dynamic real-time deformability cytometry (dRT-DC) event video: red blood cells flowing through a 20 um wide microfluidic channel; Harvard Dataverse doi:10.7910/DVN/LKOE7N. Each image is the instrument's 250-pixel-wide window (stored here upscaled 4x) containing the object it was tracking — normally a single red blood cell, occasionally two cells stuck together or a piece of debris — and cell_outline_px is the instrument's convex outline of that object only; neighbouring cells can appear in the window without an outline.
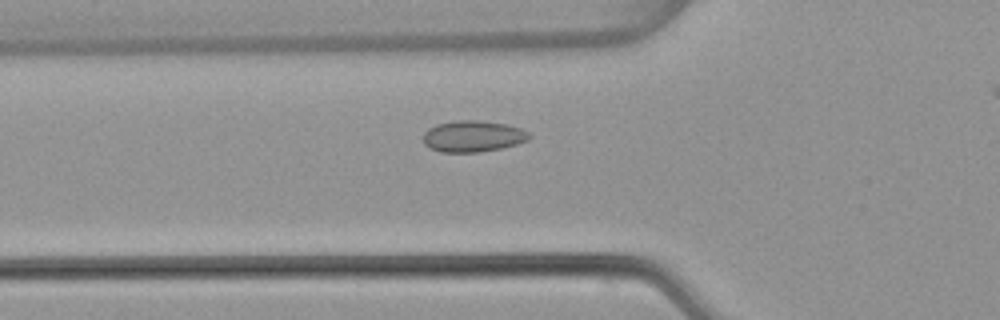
{"species": "common noctule bat (a hibernating species)", "species_latin": "Nyctalus noctula", "temperature_condition": "warm", "stored_images_in_passage": 47, "camera_frame_rate_fps": 3000, "um_per_image_px": 0.085, "animal": {"sex": "female", "body_mass_g": 22.7, "forearm_length_mm": 54.2}, "frame": {"image": 1, "passage_image": 18, "time_ms": 5.667, "image_size_px": [1000, 320], "cell_outline_px": [[532, 136], [528, 140], [516, 144], [500, 148], [476, 152], [440, 152], [428, 148], [424, 144], [424, 132], [428, 128], [436, 124], [456, 120], [476, 120], [508, 124], [520, 128], [528, 132]], "centroid_in_image_um": [40.18, 11.57], "position_along_channel_um": 85.6, "area_um2": 19.42}}
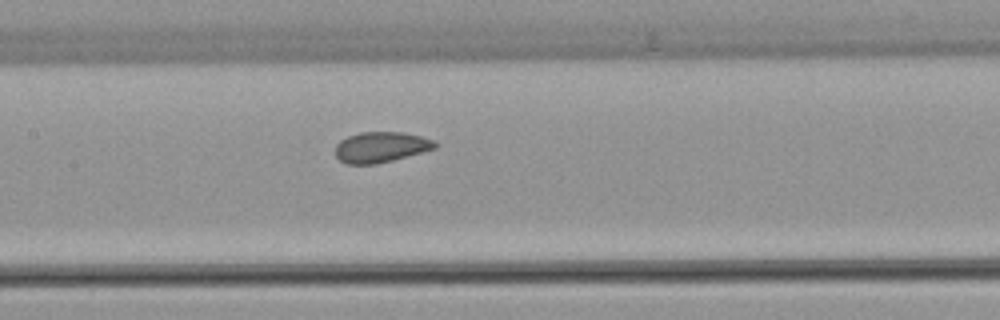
{"frame": {"image": 2, "passage_image": 25, "time_ms": 8.0, "image_size_px": [1000, 320], "cell_outline_px": [[436, 148], [392, 160], [376, 164], [348, 164], [340, 160], [336, 156], [336, 144], [340, 140], [348, 136], [360, 132], [404, 132], [420, 136], [432, 140], [436, 144]], "centroid_in_image_um": [32.34, 12.5], "position_along_channel_um": 175.1, "area_um2": 17.57}}
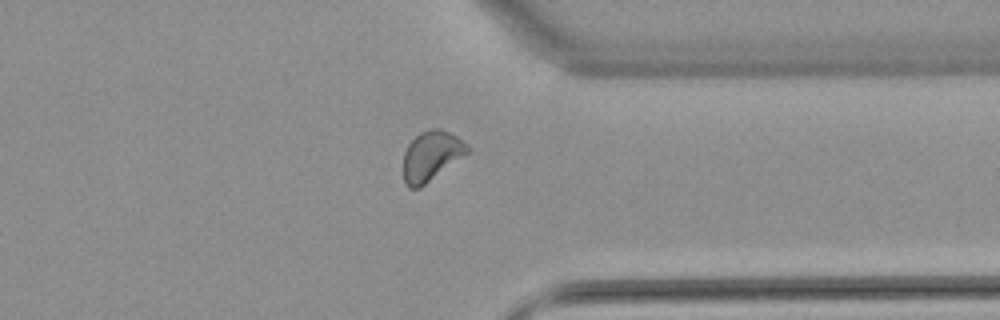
{"frame": {"image": 3, "passage_image": 41, "time_ms": 13.333, "image_size_px": [1000, 320], "cell_outline_px": [[468, 152], [420, 188], [408, 188], [404, 180], [404, 152], [408, 144], [420, 132], [432, 128], [440, 128], [456, 136], [468, 144]], "centroid_in_image_um": [36.64, 13.24], "position_along_channel_um": 374.8, "area_um2": 18.26}, "authors_computed_cell_mechanics": {"area_um2": 18.0914, "velocity_mm_per_s": 3.8075, "shape_relaxation_time_tau1_ms": null, "shape_relaxation_time_tau2_ms": 0.8891, "deformation_change_tau1": null, "deformation_change_tau2": 0.0587}}